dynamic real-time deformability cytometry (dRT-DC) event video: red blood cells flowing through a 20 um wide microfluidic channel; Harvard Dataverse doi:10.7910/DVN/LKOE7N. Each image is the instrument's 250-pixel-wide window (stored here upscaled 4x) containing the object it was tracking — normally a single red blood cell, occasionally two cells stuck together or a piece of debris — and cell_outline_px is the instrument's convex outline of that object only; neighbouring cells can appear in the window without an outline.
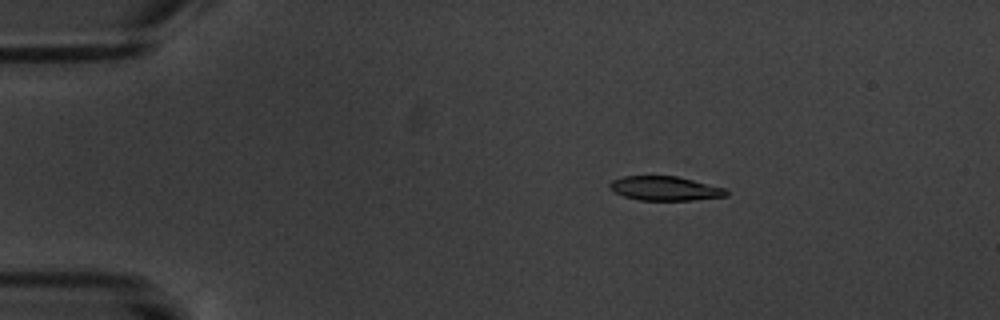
{"species": "common noctule bat (a hibernating species)", "species_latin": "Nyctalus noctula", "temperature_condition": "warm", "stored_images_in_passage": 6, "camera_frame_rate_fps": 3000, "um_per_image_px": 0.085, "animal": {"sex": "male", "body_mass_g": 20.1, "forearm_length_mm": 53.5}, "frame": {"image": 1, "passage_image": 4, "time_ms": 3.333, "image_size_px": [1000, 320], "cell_outline_px": [[728, 196], [692, 200], [640, 200], [624, 196], [612, 192], [608, 188], [608, 184], [612, 180], [624, 176], [676, 176], [724, 188], [728, 192]], "centroid_in_image_um": [56.47, 16.02], "position_along_channel_um": 28.5, "area_um2": 16.42}}